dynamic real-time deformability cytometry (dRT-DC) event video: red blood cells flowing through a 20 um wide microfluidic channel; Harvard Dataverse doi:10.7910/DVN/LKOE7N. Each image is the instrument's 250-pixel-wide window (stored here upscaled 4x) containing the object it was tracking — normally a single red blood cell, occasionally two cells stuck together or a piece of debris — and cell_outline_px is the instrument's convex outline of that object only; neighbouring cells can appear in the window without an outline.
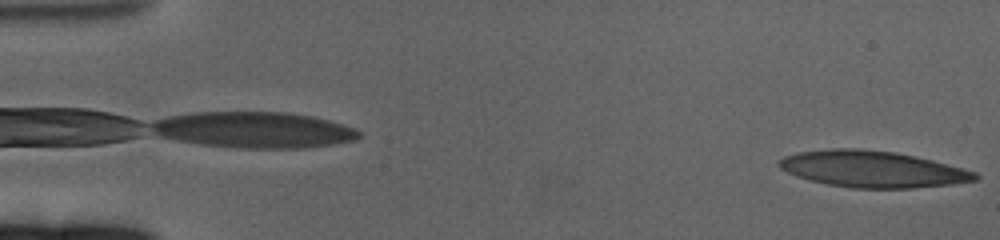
{"species": "human", "species_latin": "Homo sapiens", "temperature_condition": "cold", "stored_images_in_passage": 16, "camera_frame_rate_fps": 3000, "um_per_image_px": 0.085, "donor": {"sex": "female"}, "frame": {"image": 1, "passage_image": 1, "time_ms": 0.0, "image_size_px": [1000, 240], "cell_outline_px": [[980, 176], [976, 180], [952, 184], [912, 188], [848, 188], [828, 184], [796, 176], [780, 168], [776, 164], [784, 156], [800, 152], [832, 148], [860, 148], [896, 152], [932, 160], [976, 172]], "centroid_in_image_um": [74.15, 14.37], "position_along_channel_um": 10.8, "area_um2": 41.5}}